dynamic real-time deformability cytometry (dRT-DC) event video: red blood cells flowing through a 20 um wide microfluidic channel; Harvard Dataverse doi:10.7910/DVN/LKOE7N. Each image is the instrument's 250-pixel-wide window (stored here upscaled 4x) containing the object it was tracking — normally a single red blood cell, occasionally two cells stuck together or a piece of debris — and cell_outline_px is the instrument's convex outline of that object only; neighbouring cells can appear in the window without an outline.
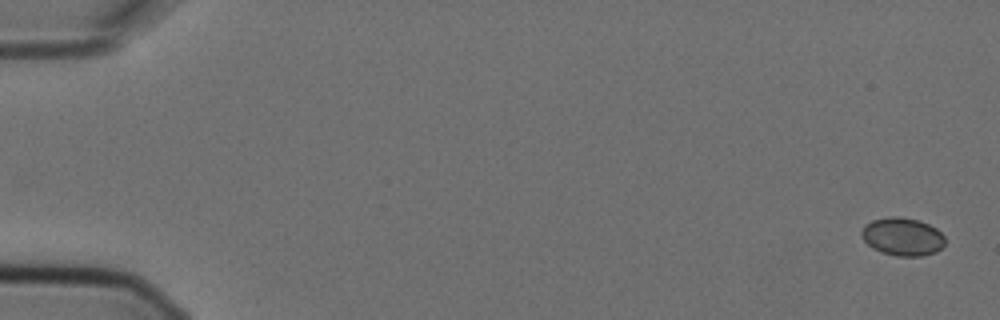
{"species": "Egyptian fruit bat (a non-hibernating species)", "species_latin": "Rousettus aegyptiacus", "temperature_condition": "cold", "stored_images_in_passage": 4, "camera_frame_rate_fps": 3000, "um_per_image_px": 0.085, "animal": {"sex": "female"}, "frame": {"image": 1, "passage_image": 1, "time_ms": 0.0, "image_size_px": [1000, 320], "cell_outline_px": [[944, 244], [936, 252], [920, 256], [896, 256], [880, 252], [872, 248], [864, 240], [860, 232], [864, 224], [872, 220], [892, 216], [900, 216], [920, 220], [936, 228], [944, 236]], "centroid_in_image_um": [76.69, 20.11], "position_along_channel_um": 8.3, "area_um2": 18.61}}